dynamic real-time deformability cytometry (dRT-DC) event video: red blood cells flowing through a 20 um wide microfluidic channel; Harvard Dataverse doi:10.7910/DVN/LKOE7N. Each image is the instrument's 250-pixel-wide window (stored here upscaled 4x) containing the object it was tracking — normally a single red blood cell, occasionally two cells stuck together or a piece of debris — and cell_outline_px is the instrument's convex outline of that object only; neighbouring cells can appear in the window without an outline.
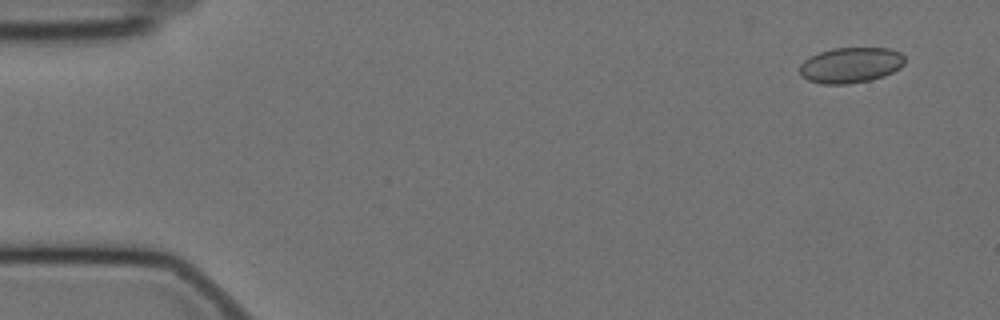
{"species": "Egyptian fruit bat (a non-hibernating species)", "species_latin": "Rousettus aegyptiacus", "temperature_condition": "cold", "stored_images_in_passage": 55, "camera_frame_rate_fps": 3000, "um_per_image_px": 0.085, "animal": {"sex": "female"}, "frame": {"image": 1, "passage_image": 1, "time_ms": 0.0, "image_size_px": [1000, 320], "cell_outline_px": [[904, 64], [900, 68], [884, 76], [868, 80], [848, 84], [820, 84], [808, 80], [800, 76], [800, 64], [808, 56], [832, 48], [892, 48], [900, 52], [904, 56]], "centroid_in_image_um": [72.29, 5.53], "position_along_channel_um": 12.7, "area_um2": 21.96}}
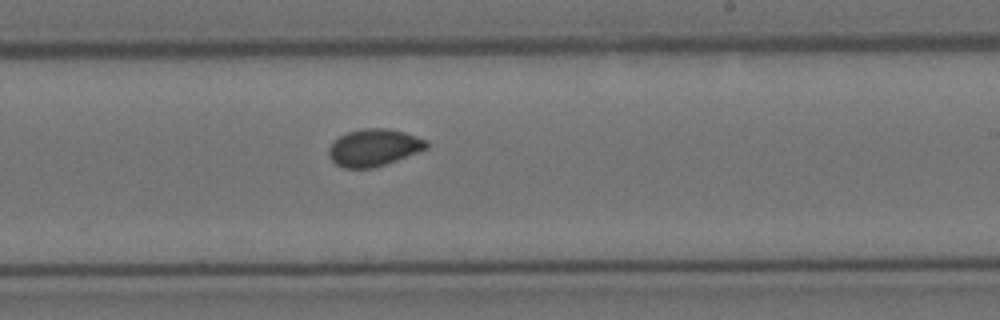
{"frame": {"image": 2, "passage_image": 32, "time_ms": 10.333, "image_size_px": [1000, 320], "cell_outline_px": [[428, 148], [396, 160], [372, 168], [344, 168], [336, 164], [328, 156], [328, 148], [332, 140], [348, 132], [364, 128], [388, 128], [404, 132], [428, 140]], "centroid_in_image_um": [31.75, 12.53], "position_along_channel_um": 257.2, "area_um2": 21.15}}
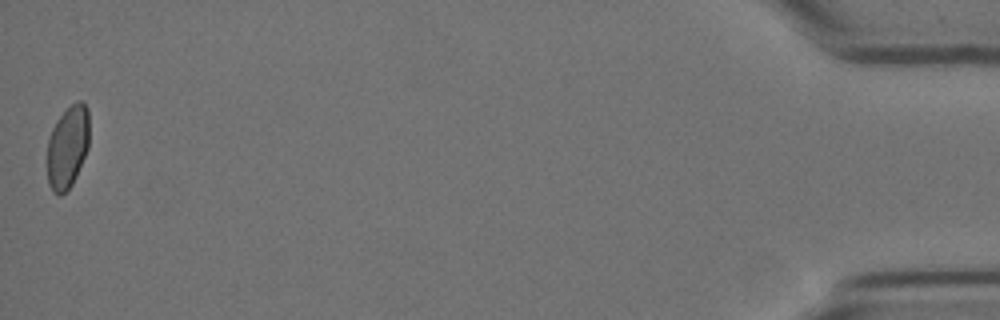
{"frame": {"image": 3, "passage_image": 55, "time_ms": 18.0, "image_size_px": [1000, 320], "cell_outline_px": [[88, 148], [76, 176], [72, 184], [60, 196], [56, 196], [52, 192], [48, 184], [48, 140], [52, 128], [56, 120], [76, 100], [80, 100], [88, 108]], "centroid_in_image_um": [5.74, 12.51], "position_along_channel_um": 429.5, "area_um2": 20.17}, "authors_computed_cell_mechanics": {"area_um2": 20.9814, "velocity_mm_per_s": 3.4883, "shape_relaxation_time_tau1_ms": null, "shape_relaxation_time_tau2_ms": 0.8266, "deformation_change_tau1": null, "deformation_change_tau2": 0.0204}}